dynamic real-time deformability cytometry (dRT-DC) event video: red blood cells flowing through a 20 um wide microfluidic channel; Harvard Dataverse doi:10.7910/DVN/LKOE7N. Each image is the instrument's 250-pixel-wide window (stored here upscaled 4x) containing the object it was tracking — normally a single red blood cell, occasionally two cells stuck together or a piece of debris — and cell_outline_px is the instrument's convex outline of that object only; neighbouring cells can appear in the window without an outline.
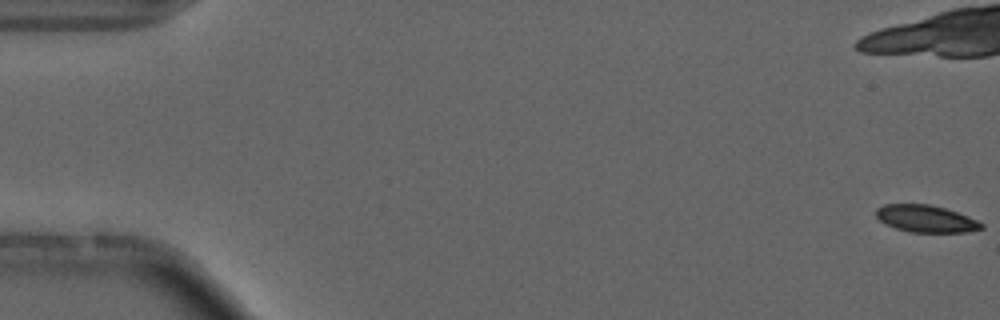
{"species": "common noctule bat (a hibernating species)", "species_latin": "Nyctalus noctula", "temperature_condition": "cold", "stored_images_in_passage": 8, "camera_frame_rate_fps": 3000, "um_per_image_px": 0.085, "animal": {"sex": "male", "forearm_length_mm": 52.5}, "frame": {"image": 1, "passage_image": 1, "time_ms": 0.0, "image_size_px": [1000, 320], "cell_outline_px": [[984, 228], [968, 232], [908, 232], [884, 224], [876, 216], [876, 208], [884, 204], [928, 204], [944, 208], [968, 216], [984, 224]], "centroid_in_image_um": [78.69, 18.59], "position_along_channel_um": 6.3, "area_um2": 16.65}}